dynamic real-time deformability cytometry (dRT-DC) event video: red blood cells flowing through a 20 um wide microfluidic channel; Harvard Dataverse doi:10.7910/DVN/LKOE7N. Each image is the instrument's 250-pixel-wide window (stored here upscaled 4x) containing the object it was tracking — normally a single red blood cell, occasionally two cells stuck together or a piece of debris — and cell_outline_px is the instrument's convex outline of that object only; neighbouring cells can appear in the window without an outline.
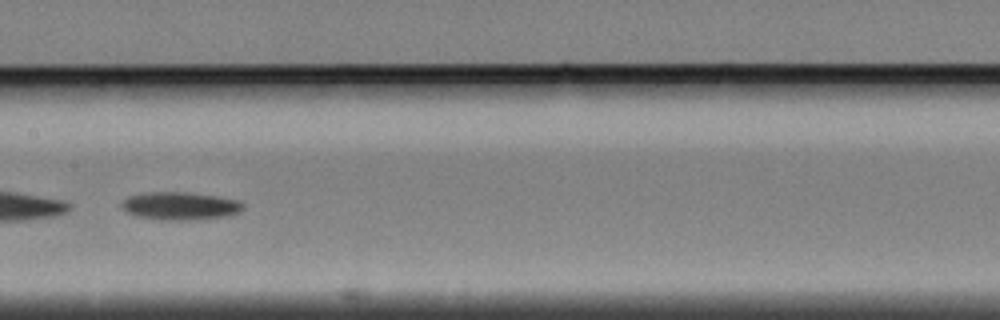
{"species": "Egyptian fruit bat (a non-hibernating species)", "species_latin": "Rousettus aegyptiacus", "temperature_condition": "cold", "stored_images_in_passage": 41, "camera_frame_rate_fps": 3000, "um_per_image_px": 0.085, "animal": {"sex": "female"}, "frame": {"image": 1, "passage_image": 40, "time_ms": 13.0, "image_size_px": [1000, 320], "cell_outline_px": [[244, 208], [240, 212], [224, 216], [192, 220], [160, 220], [136, 216], [124, 212], [120, 204], [128, 196], [148, 192], [184, 192], [216, 196], [240, 200], [244, 204]], "centroid_in_image_um": [15.29, 17.51], "position_along_channel_um": 192.1, "area_um2": 19.88}}